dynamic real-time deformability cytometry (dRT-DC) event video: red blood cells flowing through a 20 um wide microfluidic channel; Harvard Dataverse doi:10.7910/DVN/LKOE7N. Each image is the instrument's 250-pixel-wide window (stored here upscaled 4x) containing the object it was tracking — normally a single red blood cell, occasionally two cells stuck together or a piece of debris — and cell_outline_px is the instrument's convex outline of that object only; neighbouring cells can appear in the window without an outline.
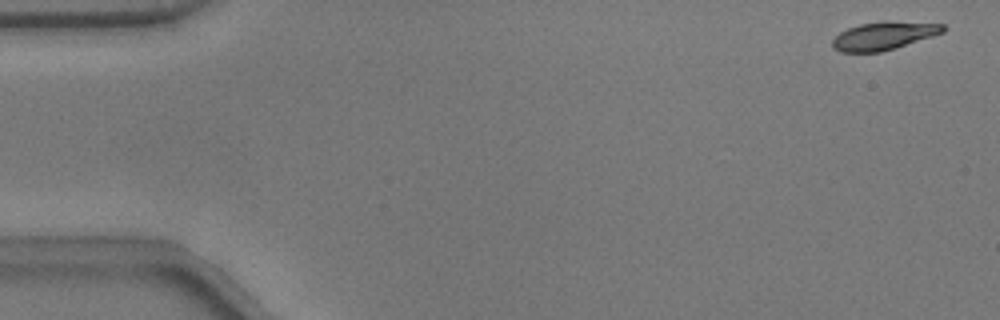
{"species": "common noctule bat (a hibernating species)", "species_latin": "Nyctalus noctula", "temperature_condition": "warm", "stored_images_in_passage": 52, "camera_frame_rate_fps": 3000, "um_per_image_px": 0.085, "animal": {"sex": "male", "body_mass_g": 17.9}, "frame": {"image": 1, "passage_image": 1, "time_ms": 0.0, "image_size_px": [1000, 320], "cell_outline_px": [[948, 28], [944, 32], [896, 48], [880, 52], [840, 52], [832, 48], [832, 40], [840, 32], [848, 28], [860, 24], [884, 20], [944, 24]], "centroid_in_image_um": [75.13, 3.03], "position_along_channel_um": 9.9, "area_um2": 18.26}}
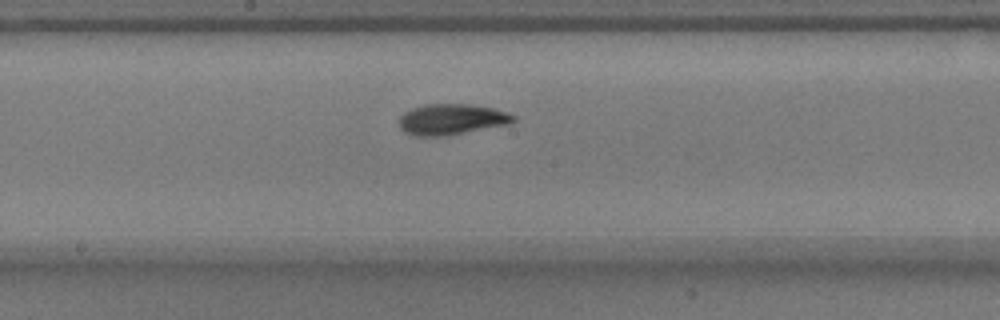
{"frame": {"image": 2, "passage_image": 27, "time_ms": 8.667, "image_size_px": [1000, 320], "cell_outline_px": [[516, 120], [508, 124], [444, 136], [416, 136], [404, 132], [400, 128], [400, 116], [404, 112], [412, 108], [424, 104], [472, 104], [492, 108], [508, 112], [516, 116]], "centroid_in_image_um": [38.38, 10.14], "position_along_channel_um": 209.8, "area_um2": 20.52}}
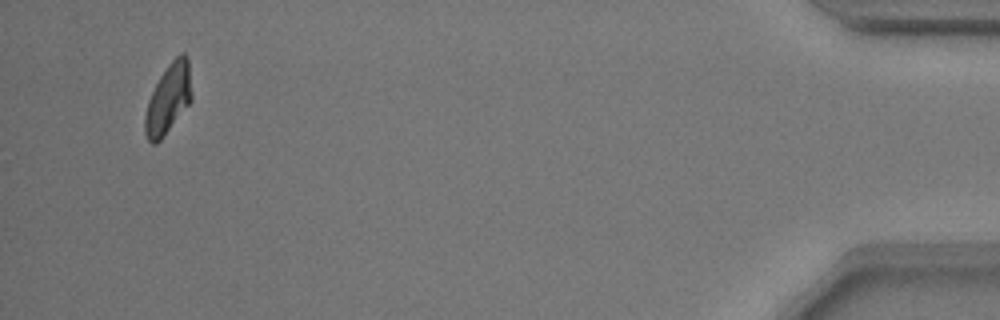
{"frame": {"image": 3, "passage_image": 50, "time_ms": 16.333, "image_size_px": [1000, 320], "cell_outline_px": [[192, 100], [164, 136], [156, 144], [152, 144], [148, 140], [144, 132], [144, 116], [148, 100], [160, 76], [168, 64], [180, 52], [184, 52], [188, 56], [192, 92]], "centroid_in_image_um": [14.31, 8.39], "position_along_channel_um": 420.9, "area_um2": 19.13}, "authors_computed_cell_mechanics": {"area_um2": 19.5364, "velocity_mm_per_s": 3.7838, "shape_relaxation_time_tau1_ms": 2.7437, "shape_relaxation_time_tau2_ms": 2.9893, "deformation_change_tau1": 0.1478, "deformation_change_tau2": 0.0631}}